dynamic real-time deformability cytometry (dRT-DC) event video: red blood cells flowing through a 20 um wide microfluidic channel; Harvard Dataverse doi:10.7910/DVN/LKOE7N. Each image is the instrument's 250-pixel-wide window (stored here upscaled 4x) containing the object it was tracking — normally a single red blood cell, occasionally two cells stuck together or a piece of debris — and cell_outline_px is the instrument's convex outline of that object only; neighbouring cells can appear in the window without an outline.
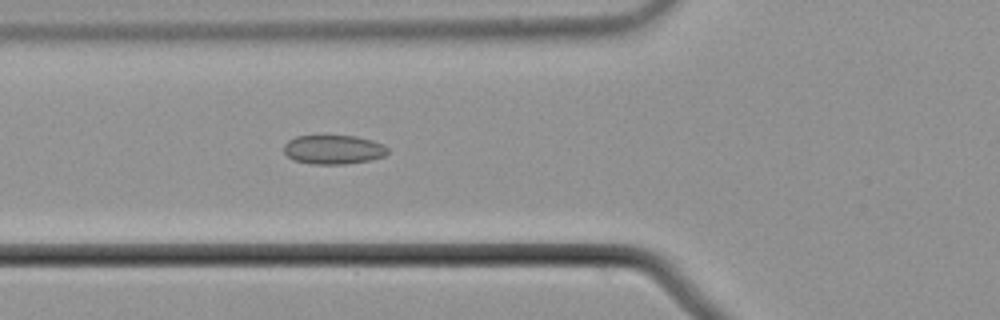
{"species": "common noctule bat (a hibernating species)", "species_latin": "Nyctalus noctula", "temperature_condition": "cold", "stored_images_in_passage": 38, "camera_frame_rate_fps": 3000, "um_per_image_px": 0.085, "animal": {"sex": "male", "body_mass_g": 21.5, "forearm_length_mm": 52.0}, "frame": {"image": 1, "passage_image": 3, "time_ms": 0.667, "image_size_px": [1000, 320], "cell_outline_px": [[388, 152], [384, 156], [372, 160], [344, 164], [312, 164], [296, 160], [288, 156], [284, 152], [284, 144], [288, 140], [296, 136], [324, 132], [356, 136], [372, 140], [384, 144], [388, 148]], "centroid_in_image_um": [28.34, 12.65], "position_along_channel_um": 97.5, "area_um2": 18.5}}
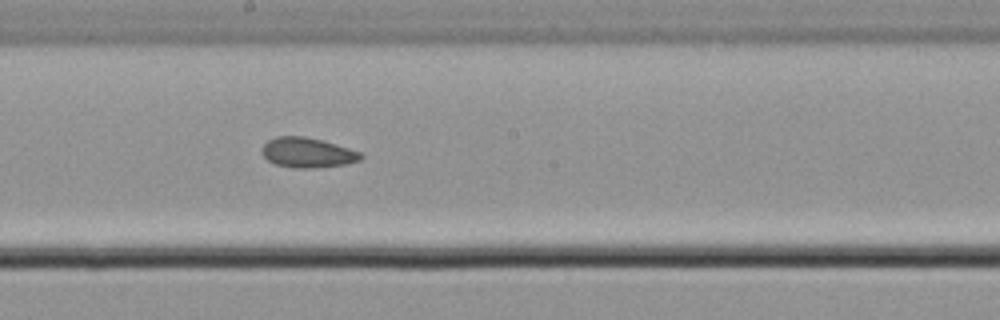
{"frame": {"image": 2, "passage_image": 13, "time_ms": 4.0, "image_size_px": [1000, 320], "cell_outline_px": [[364, 156], [360, 160], [344, 164], [308, 168], [296, 168], [276, 164], [268, 160], [260, 152], [264, 144], [268, 140], [276, 136], [304, 136], [320, 140], [348, 148], [360, 152]], "centroid_in_image_um": [26.1, 12.96], "position_along_channel_um": 222.1, "area_um2": 16.99}}
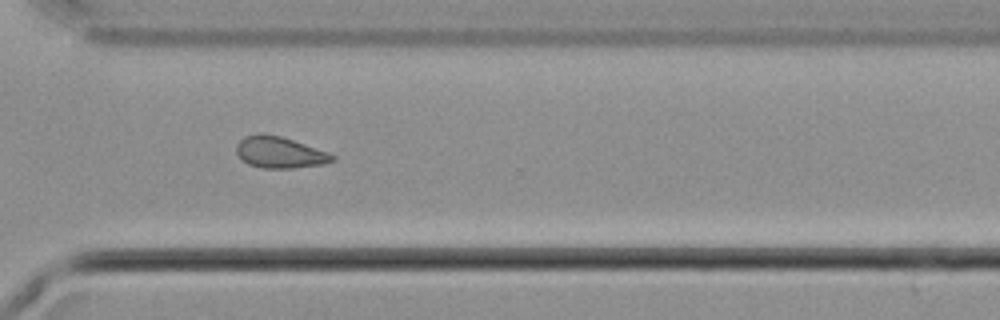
{"frame": {"image": 3, "passage_image": 23, "time_ms": 7.333, "image_size_px": [1000, 320], "cell_outline_px": [[336, 160], [324, 164], [292, 168], [260, 168], [248, 164], [236, 152], [236, 144], [244, 136], [260, 132], [280, 136], [328, 152], [336, 156]], "centroid_in_image_um": [23.76, 12.95], "position_along_channel_um": 346.8, "area_um2": 17.57}}